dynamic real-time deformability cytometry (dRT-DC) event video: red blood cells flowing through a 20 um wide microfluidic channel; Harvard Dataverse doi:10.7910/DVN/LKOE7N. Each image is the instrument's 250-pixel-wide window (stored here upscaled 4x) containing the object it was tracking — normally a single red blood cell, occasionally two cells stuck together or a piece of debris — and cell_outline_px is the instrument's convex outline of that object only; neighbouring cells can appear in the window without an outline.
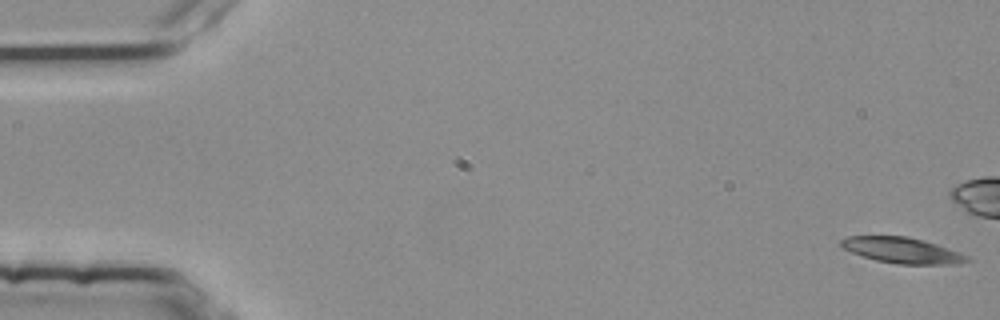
{"species": "common noctule bat (a hibernating species)", "species_latin": "Nyctalus noctula", "temperature_condition": "room temperature", "stored_images_in_passage": 6, "camera_frame_rate_fps": 3000, "um_per_image_px": 0.085, "animal": {"sex": "female", "body_mass_g": 25.1}, "frame": {"image": 1, "passage_image": 1, "time_ms": 0.0, "image_size_px": [1000, 320], "cell_outline_px": [[972, 260], [960, 264], [896, 264], [876, 260], [860, 256], [840, 248], [840, 240], [848, 236], [908, 236], [924, 240], [936, 244], [968, 256]], "centroid_in_image_um": [76.64, 21.28], "position_along_channel_um": 8.4, "area_um2": 19.07}}